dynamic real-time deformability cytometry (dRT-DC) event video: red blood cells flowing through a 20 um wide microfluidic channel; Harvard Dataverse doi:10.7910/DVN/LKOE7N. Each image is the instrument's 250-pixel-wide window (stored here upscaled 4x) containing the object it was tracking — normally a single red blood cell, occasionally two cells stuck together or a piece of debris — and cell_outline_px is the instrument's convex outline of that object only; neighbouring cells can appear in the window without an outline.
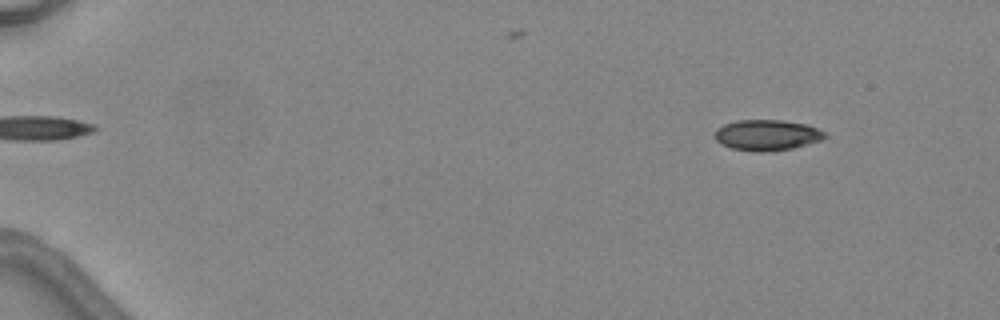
{"species": "common noctule bat (a hibernating species)", "species_latin": "Nyctalus noctula", "temperature_condition": "warm", "stored_images_in_passage": 4, "camera_frame_rate_fps": 3000, "um_per_image_px": 0.085, "animal": {"sex": "female", "body_mass_g": 24.6, "forearm_length_mm": 56.2}, "frame": {"image": 1, "passage_image": 1, "time_ms": 0.0, "image_size_px": [1000, 320], "cell_outline_px": [[828, 136], [820, 140], [792, 148], [776, 152], [760, 152], [732, 148], [720, 144], [716, 140], [716, 128], [724, 124], [736, 120], [780, 120], [808, 124], [824, 132]], "centroid_in_image_um": [65.19, 11.48], "position_along_channel_um": 19.8, "area_um2": 19.77}}
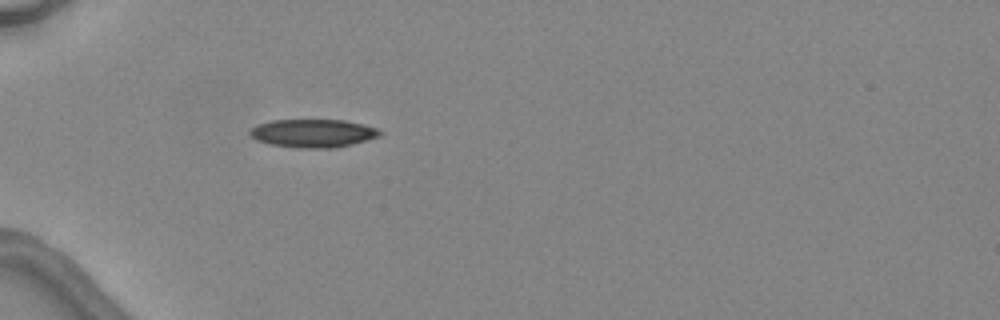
{"frame": {"image": 2, "passage_image": 4, "time_ms": 3.667, "image_size_px": [1000, 320], "cell_outline_px": [[384, 132], [380, 136], [352, 144], [336, 148], [300, 148], [272, 144], [256, 140], [248, 132], [256, 124], [272, 120], [344, 120], [376, 128]], "centroid_in_image_um": [26.61, 11.32], "position_along_channel_um": 58.4, "area_um2": 21.27}}